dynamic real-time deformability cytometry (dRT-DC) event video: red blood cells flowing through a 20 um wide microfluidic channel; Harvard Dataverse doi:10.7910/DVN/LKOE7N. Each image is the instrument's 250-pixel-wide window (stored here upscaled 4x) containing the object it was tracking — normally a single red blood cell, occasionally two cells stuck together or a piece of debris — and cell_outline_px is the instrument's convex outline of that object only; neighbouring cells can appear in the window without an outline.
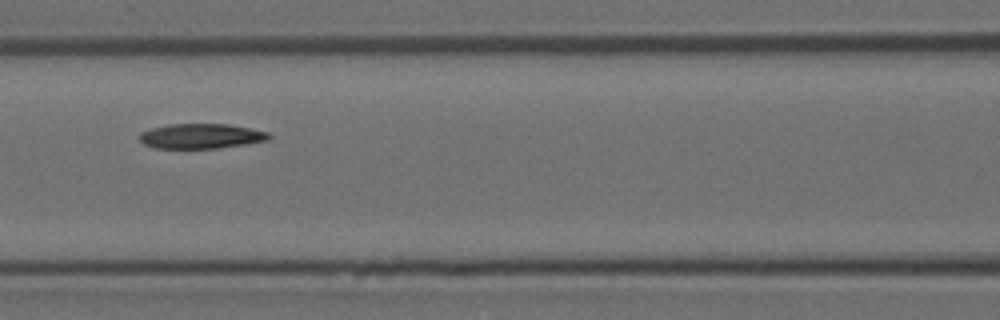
{"species": "Egyptian fruit bat (a non-hibernating species)", "species_latin": "Rousettus aegyptiacus", "temperature_condition": "room temperature", "stored_images_in_passage": 5, "camera_frame_rate_fps": 3000, "um_per_image_px": 0.085, "animal": {"sex": "female"}, "frame": {"image": 1, "passage_image": 4, "time_ms": 3.667, "image_size_px": [1000, 320], "cell_outline_px": [[272, 136], [268, 140], [244, 144], [216, 148], [156, 148], [144, 144], [140, 140], [140, 132], [152, 128], [168, 124], [228, 124], [268, 132]], "centroid_in_image_um": [17.08, 11.56], "position_along_channel_um": 149.5, "area_um2": 18.61}}
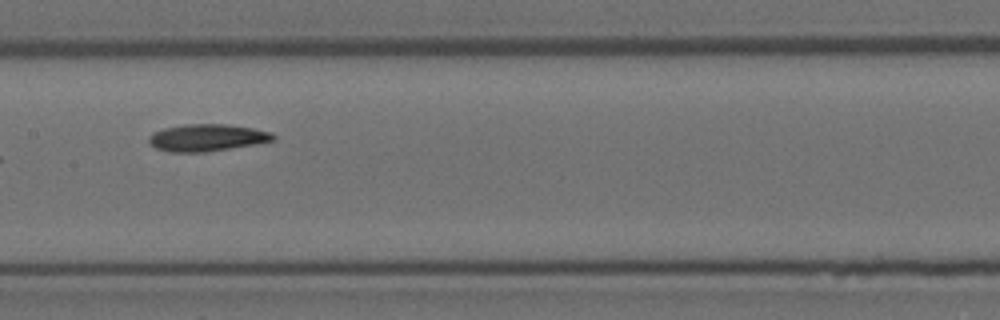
{"frame": {"image": 2, "passage_image": 5, "time_ms": 4.667, "image_size_px": [1000, 320], "cell_outline_px": [[276, 140], [256, 144], [204, 152], [172, 152], [156, 148], [148, 144], [148, 136], [152, 132], [164, 128], [184, 124], [224, 124], [252, 128], [272, 132], [276, 136]], "centroid_in_image_um": [17.58, 11.7], "position_along_channel_um": 189.8, "area_um2": 19.71}}